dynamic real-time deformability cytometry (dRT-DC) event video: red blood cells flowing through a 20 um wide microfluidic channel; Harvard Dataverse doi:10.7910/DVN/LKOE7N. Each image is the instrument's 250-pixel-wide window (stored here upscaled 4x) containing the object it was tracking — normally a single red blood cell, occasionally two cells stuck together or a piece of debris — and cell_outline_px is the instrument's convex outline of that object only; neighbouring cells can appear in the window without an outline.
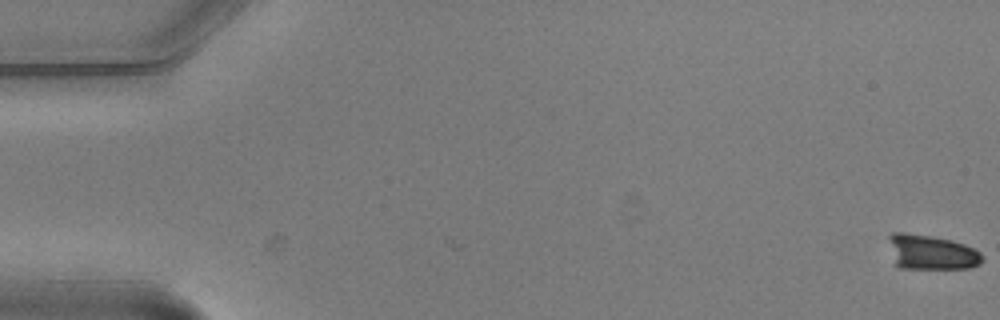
{"species": "common noctule bat (a hibernating species)", "species_latin": "Nyctalus noctula", "temperature_condition": "warm", "stored_images_in_passage": 5, "camera_frame_rate_fps": 3000, "um_per_image_px": 0.085, "animal": {"sex": "male", "body_mass_g": 20.5, "forearm_length_mm": 52.5}, "frame": {"image": 1, "passage_image": 1, "time_ms": 0.0, "image_size_px": [1000, 320], "cell_outline_px": [[984, 260], [980, 264], [968, 268], [900, 268], [892, 264], [888, 236], [892, 232], [904, 232], [952, 240], [964, 244], [980, 252], [984, 256]], "centroid_in_image_um": [79.12, 21.45], "position_along_channel_um": 5.9, "area_um2": 19.19}}
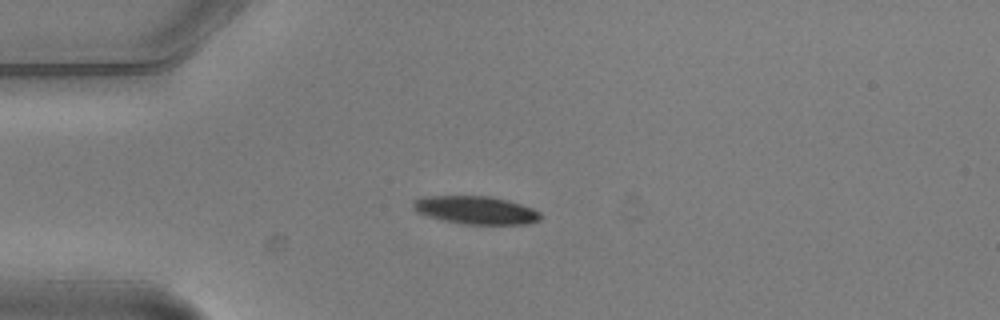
{"frame": {"image": 2, "passage_image": 5, "time_ms": 1.333, "image_size_px": [1000, 320], "cell_outline_px": [[540, 220], [524, 224], [464, 224], [444, 220], [428, 216], [416, 212], [412, 208], [412, 200], [424, 196], [488, 196], [508, 200], [532, 208], [540, 212]], "centroid_in_image_um": [40.4, 17.85], "position_along_channel_um": 44.6, "area_um2": 20.75}}